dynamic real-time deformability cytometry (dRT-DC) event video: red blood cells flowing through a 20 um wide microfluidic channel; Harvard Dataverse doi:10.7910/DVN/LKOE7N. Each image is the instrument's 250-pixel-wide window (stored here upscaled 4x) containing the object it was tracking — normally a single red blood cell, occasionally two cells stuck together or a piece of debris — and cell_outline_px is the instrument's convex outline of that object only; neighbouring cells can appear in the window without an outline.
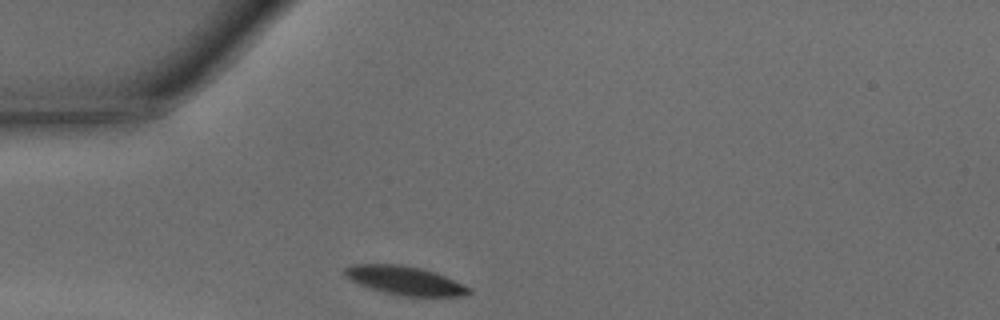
{"species": "common noctule bat (a hibernating species)", "species_latin": "Nyctalus noctula", "temperature_condition": "warm", "stored_images_in_passage": 25, "camera_frame_rate_fps": 3000, "um_per_image_px": 0.085, "animal": {"sex": "male", "body_mass_g": 15.6}, "frame": {"image": 1, "passage_image": 1, "time_ms": 0.0, "image_size_px": [1000, 320], "cell_outline_px": [[472, 292], [464, 296], [404, 296], [384, 292], [360, 284], [344, 276], [344, 268], [352, 264], [400, 264], [420, 268], [444, 276], [464, 284], [472, 288]], "centroid_in_image_um": [34.43, 23.84], "position_along_channel_um": 50.6, "area_um2": 20.58}}
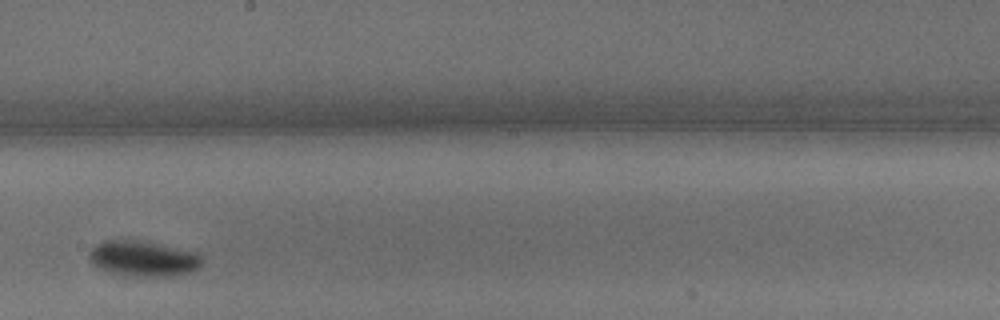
{"frame": {"image": 2, "passage_image": 15, "time_ms": 4.667, "image_size_px": [1000, 320], "cell_outline_px": [[204, 256], [200, 264], [192, 272], [172, 276], [136, 276], [112, 272], [100, 268], [88, 256], [88, 252], [96, 244], [104, 240], [144, 240], [200, 252]], "centroid_in_image_um": [12.25, 21.95], "position_along_channel_um": 235.9, "area_um2": 23.47}}
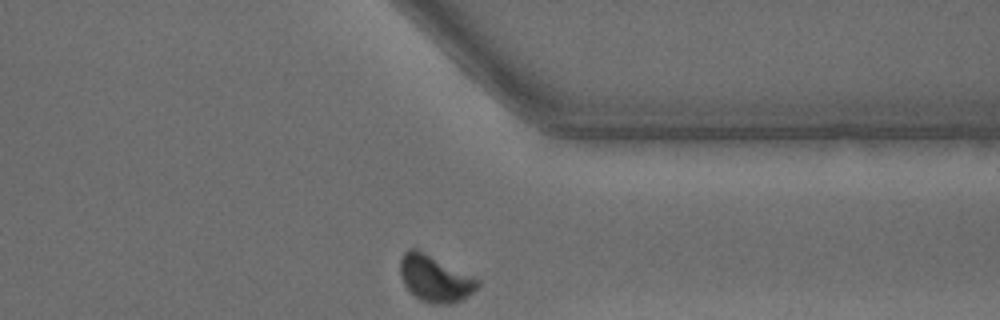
{"frame": {"image": 3, "passage_image": 25, "time_ms": 8.0, "image_size_px": [1000, 320], "cell_outline_px": [[480, 284], [472, 292], [460, 300], [452, 304], [432, 304], [420, 300], [404, 284], [400, 272], [400, 260], [404, 252], [408, 248], [416, 248], [480, 280]], "centroid_in_image_um": [36.95, 23.68], "position_along_channel_um": 374.4, "area_um2": 20.63}, "authors_computed_cell_mechanics": {"area_um2": 21.9062, "velocity_mm_per_s": 4.2295, "shape_relaxation_time_tau1_ms": 2.0101, "shape_relaxation_time_tau2_ms": null, "deformation_change_tau1": 0.1217, "deformation_change_tau2": null}}